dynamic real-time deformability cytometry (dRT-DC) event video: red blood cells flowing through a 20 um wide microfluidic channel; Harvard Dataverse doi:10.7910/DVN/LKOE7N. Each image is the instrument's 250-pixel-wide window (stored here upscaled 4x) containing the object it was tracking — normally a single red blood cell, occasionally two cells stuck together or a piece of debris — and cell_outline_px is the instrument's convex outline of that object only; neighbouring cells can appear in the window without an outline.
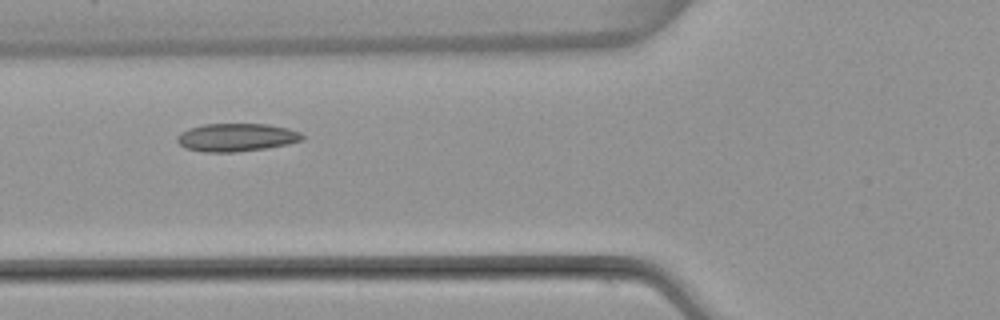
{"species": "common noctule bat (a hibernating species)", "species_latin": "Nyctalus noctula", "temperature_condition": "warm", "stored_images_in_passage": 6, "camera_frame_rate_fps": 3000, "um_per_image_px": 0.085, "animal": {"sex": "female", "body_mass_g": 22.7, "forearm_length_mm": 54.2}, "frame": {"image": 1, "passage_image": 4, "time_ms": 3.667, "image_size_px": [1000, 320], "cell_outline_px": [[304, 140], [288, 144], [264, 148], [236, 152], [204, 152], [184, 148], [176, 140], [176, 136], [180, 132], [188, 128], [204, 124], [268, 124], [288, 128], [300, 132], [304, 136]], "centroid_in_image_um": [20.08, 11.67], "position_along_channel_um": 105.7, "area_um2": 20.58}}
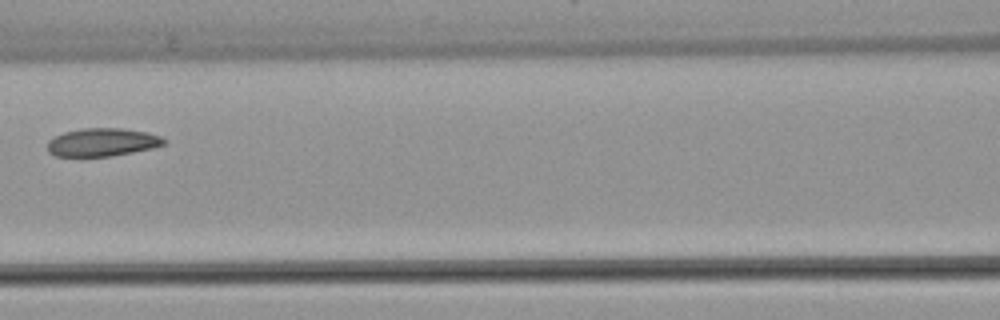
{"frame": {"image": 2, "passage_image": 5, "time_ms": 5.0, "image_size_px": [1000, 320], "cell_outline_px": [[168, 140], [164, 144], [152, 148], [112, 156], [56, 156], [48, 152], [48, 140], [64, 132], [84, 128], [120, 128], [148, 132], [160, 136]], "centroid_in_image_um": [8.71, 12.09], "position_along_channel_um": 157.9, "area_um2": 19.02}}